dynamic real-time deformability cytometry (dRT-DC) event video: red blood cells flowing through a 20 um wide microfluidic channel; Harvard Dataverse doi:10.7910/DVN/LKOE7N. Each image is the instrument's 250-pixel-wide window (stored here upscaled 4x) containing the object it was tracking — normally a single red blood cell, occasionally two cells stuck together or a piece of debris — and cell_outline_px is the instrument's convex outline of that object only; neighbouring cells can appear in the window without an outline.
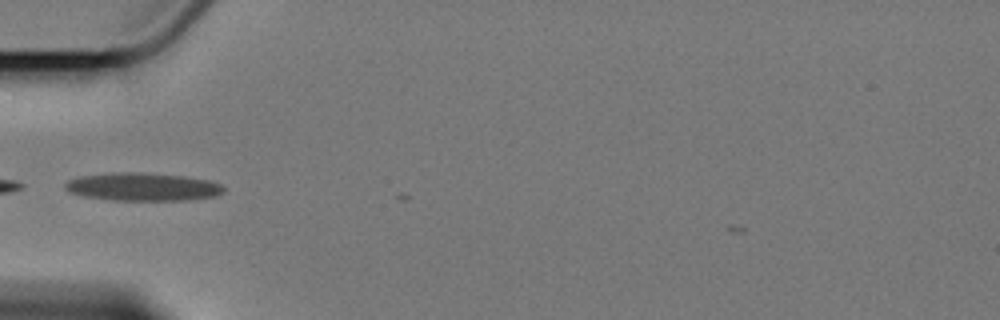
{"species": "Egyptian fruit bat (a non-hibernating species)", "species_latin": "Rousettus aegyptiacus", "temperature_condition": "cold", "stored_images_in_passage": 7, "camera_frame_rate_fps": 3000, "um_per_image_px": 0.085, "animal": {"sex": "female"}, "frame": {"image": 1, "passage_image": 6, "time_ms": 6.0, "image_size_px": [1000, 320], "cell_outline_px": [[224, 192], [216, 196], [188, 200], [108, 200], [84, 196], [68, 192], [64, 188], [64, 184], [68, 180], [84, 176], [120, 172], [140, 172], [184, 176], [208, 180], [220, 184], [224, 188]], "centroid_in_image_um": [12.13, 15.89], "position_along_channel_um": 72.9, "area_um2": 25.84}}
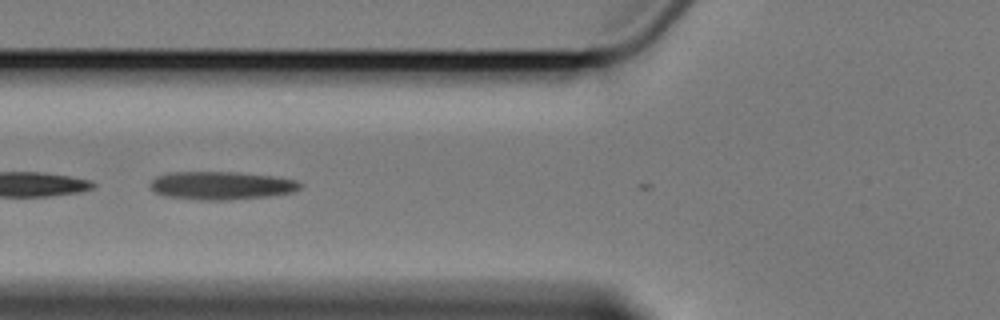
{"frame": {"image": 2, "passage_image": 7, "time_ms": 7.0, "image_size_px": [1000, 320], "cell_outline_px": [[304, 184], [296, 192], [268, 196], [228, 200], [200, 200], [168, 196], [156, 192], [152, 188], [152, 180], [156, 176], [172, 172], [240, 172], [272, 176], [296, 180]], "centroid_in_image_um": [18.88, 15.77], "position_along_channel_um": 106.9, "area_um2": 24.51}}